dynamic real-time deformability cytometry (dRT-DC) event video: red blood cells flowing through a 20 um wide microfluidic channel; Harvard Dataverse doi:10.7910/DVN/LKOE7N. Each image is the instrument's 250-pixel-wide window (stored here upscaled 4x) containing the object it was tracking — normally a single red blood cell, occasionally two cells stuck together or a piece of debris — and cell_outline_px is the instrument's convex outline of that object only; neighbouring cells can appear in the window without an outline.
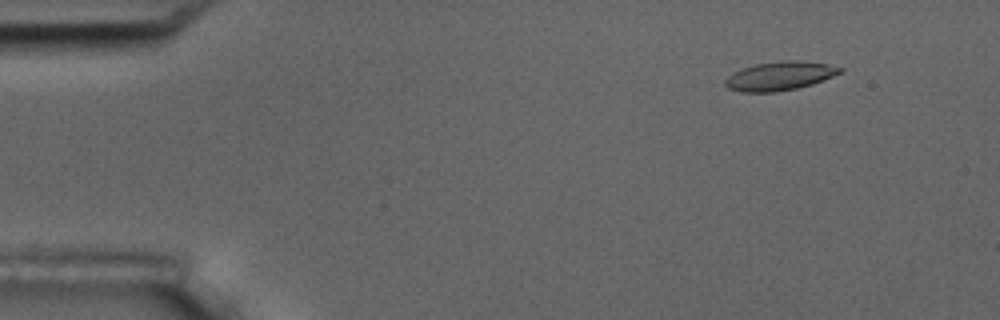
{"species": "common noctule bat (a hibernating species)", "species_latin": "Nyctalus noctula", "temperature_condition": "room temperature", "stored_images_in_passage": 4, "camera_frame_rate_fps": 3000, "um_per_image_px": 0.085, "animal": {"sex": "male", "body_mass_g": 17.5, "forearm_length_mm": 52.3}, "frame": {"image": 1, "passage_image": 1, "time_ms": 0.0, "image_size_px": [1000, 320], "cell_outline_px": [[844, 68], [840, 72], [832, 76], [812, 84], [796, 88], [776, 92], [740, 92], [728, 88], [724, 84], [724, 80], [732, 72], [756, 64], [780, 60], [796, 60], [828, 64]], "centroid_in_image_um": [66.24, 6.46], "position_along_channel_um": 18.8, "area_um2": 19.19}}
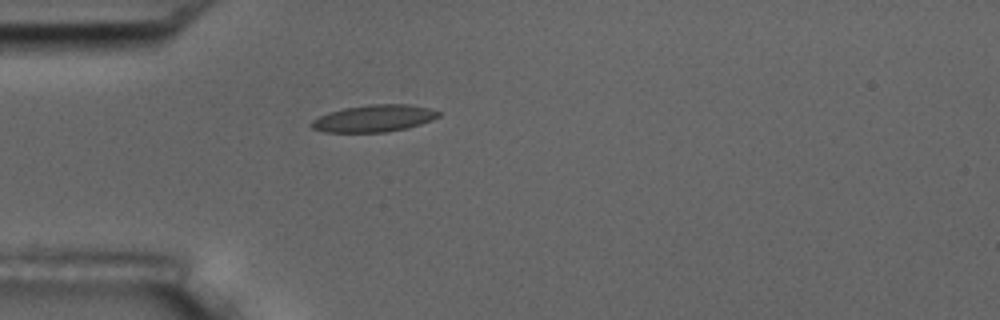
{"frame": {"image": 2, "passage_image": 4, "time_ms": 1.0, "image_size_px": [1000, 320], "cell_outline_px": [[440, 116], [432, 120], [408, 128], [384, 132], [324, 132], [312, 128], [308, 124], [312, 120], [328, 112], [344, 108], [368, 104], [408, 104], [428, 108], [440, 112]], "centroid_in_image_um": [31.77, 10.06], "position_along_channel_um": 53.2, "area_um2": 20.06}}